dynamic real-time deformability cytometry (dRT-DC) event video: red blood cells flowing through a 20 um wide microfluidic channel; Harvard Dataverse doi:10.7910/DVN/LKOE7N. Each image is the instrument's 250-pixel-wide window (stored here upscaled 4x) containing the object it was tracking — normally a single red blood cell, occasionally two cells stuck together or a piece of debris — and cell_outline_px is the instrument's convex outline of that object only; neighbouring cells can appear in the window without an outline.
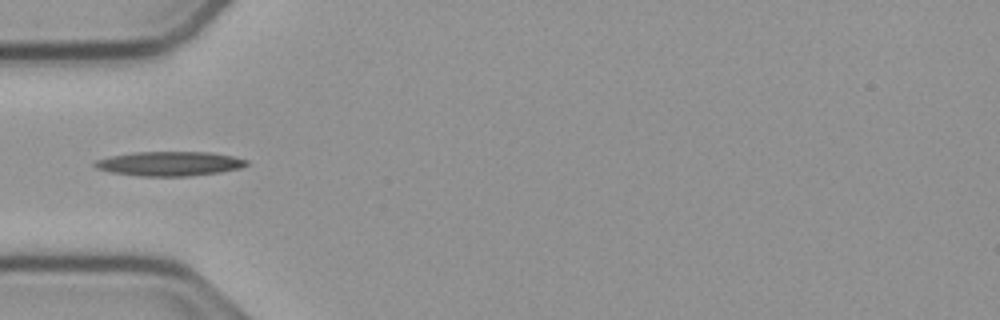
{"species": "common noctule bat (a hibernating species)", "species_latin": "Nyctalus noctula", "temperature_condition": "cold", "stored_images_in_passage": 34, "camera_frame_rate_fps": 3000, "um_per_image_px": 0.085, "animal": {"sex": "male", "body_mass_g": 23.1, "forearm_length_mm": 52.7}, "frame": {"image": 1, "passage_image": 1, "time_ms": 0.0, "image_size_px": [1000, 320], "cell_outline_px": [[248, 164], [240, 168], [220, 172], [188, 176], [140, 176], [108, 172], [96, 168], [92, 164], [96, 160], [112, 156], [132, 152], [208, 152], [232, 156], [248, 160]], "centroid_in_image_um": [14.38, 13.91], "position_along_channel_um": 70.6, "area_um2": 21.56}}
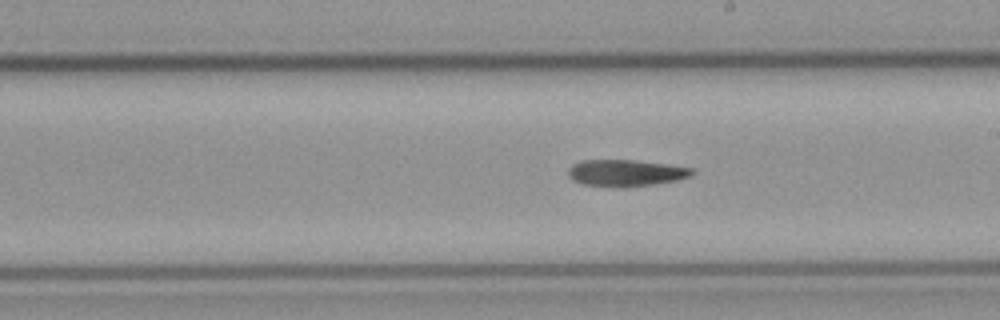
{"frame": {"image": 2, "passage_image": 14, "time_ms": 4.333, "image_size_px": [1000, 320], "cell_outline_px": [[696, 172], [692, 176], [676, 180], [656, 184], [624, 188], [612, 188], [584, 184], [572, 180], [568, 176], [568, 168], [572, 164], [580, 160], [636, 160], [692, 168]], "centroid_in_image_um": [53.17, 14.71], "position_along_channel_um": 235.8, "area_um2": 19.59}}
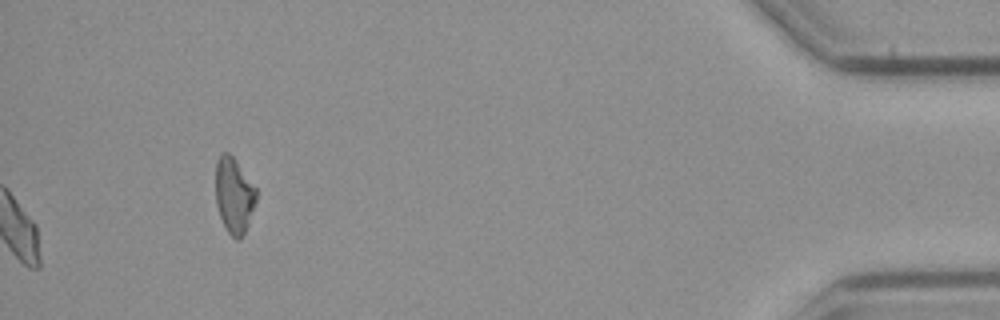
{"frame": {"image": 3, "passage_image": 34, "time_ms": 11.0, "image_size_px": [1000, 320], "cell_outline_px": [[256, 200], [244, 232], [240, 240], [236, 240], [228, 232], [220, 216], [216, 204], [216, 160], [220, 152], [228, 152], [236, 160], [256, 188]], "centroid_in_image_um": [19.87, 16.56], "position_along_channel_um": 415.3, "area_um2": 17.69}}